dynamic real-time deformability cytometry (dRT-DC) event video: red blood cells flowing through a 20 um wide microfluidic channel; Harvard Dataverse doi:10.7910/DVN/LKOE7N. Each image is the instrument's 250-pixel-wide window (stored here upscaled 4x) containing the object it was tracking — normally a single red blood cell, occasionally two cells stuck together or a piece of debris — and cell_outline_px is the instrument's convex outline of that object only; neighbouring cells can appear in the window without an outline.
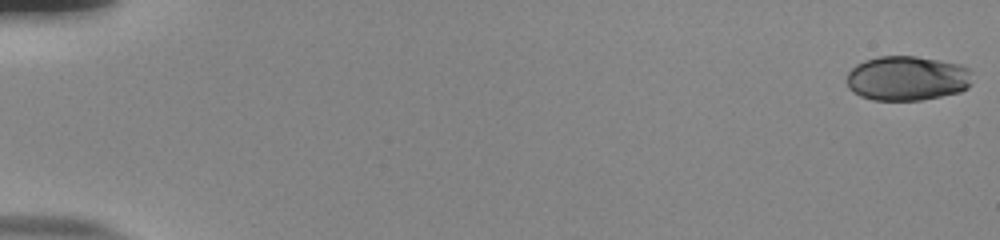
{"species": "human", "species_latin": "Homo sapiens", "temperature_condition": "room temperature", "stored_images_in_passage": 19, "camera_frame_rate_fps": 3000, "um_per_image_px": 0.085, "donor": {"sex": "male"}, "frame": {"image": 1, "passage_image": 1, "time_ms": 0.0, "image_size_px": [1000, 240], "cell_outline_px": [[972, 84], [968, 88], [960, 92], [920, 100], [872, 100], [860, 96], [852, 92], [848, 88], [848, 72], [856, 64], [864, 60], [880, 56], [916, 56], [960, 64], [968, 68], [972, 72]], "centroid_in_image_um": [77.13, 6.65], "position_along_channel_um": 7.9, "area_um2": 32.95}}
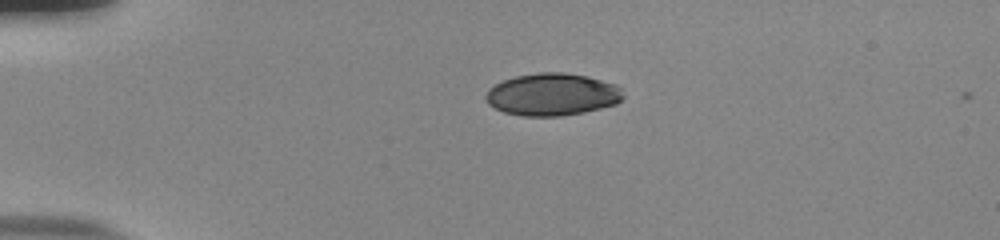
{"frame": {"image": 2, "passage_image": 14, "time_ms": 4.333, "image_size_px": [1000, 240], "cell_outline_px": [[624, 96], [616, 104], [584, 112], [560, 116], [520, 116], [504, 112], [488, 104], [484, 100], [484, 96], [488, 88], [504, 80], [516, 76], [540, 72], [564, 72], [588, 76], [616, 84], [620, 88]], "centroid_in_image_um": [46.92, 8.03], "position_along_channel_um": 38.1, "area_um2": 34.04}}